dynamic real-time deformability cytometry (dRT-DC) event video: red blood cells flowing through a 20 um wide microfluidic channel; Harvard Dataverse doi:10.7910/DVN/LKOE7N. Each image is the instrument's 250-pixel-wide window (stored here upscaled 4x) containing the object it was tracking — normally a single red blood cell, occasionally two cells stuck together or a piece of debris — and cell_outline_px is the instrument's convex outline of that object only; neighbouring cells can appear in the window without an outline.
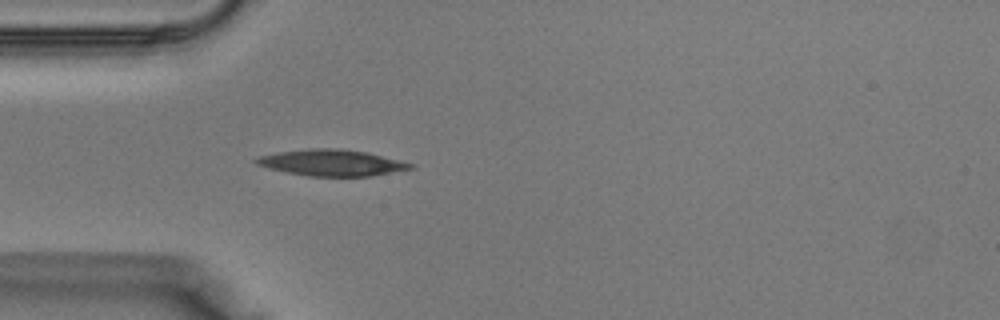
{"species": "Egyptian fruit bat (a non-hibernating species)", "species_latin": "Rousettus aegyptiacus", "temperature_condition": "warm", "stored_images_in_passage": 28, "camera_frame_rate_fps": 3000, "um_per_image_px": 0.085, "animal": {"sex": "male"}, "frame": {"image": 1, "passage_image": 1, "time_ms": 0.0, "image_size_px": [1000, 320], "cell_outline_px": [[416, 168], [368, 176], [308, 176], [268, 168], [256, 164], [252, 160], [260, 156], [280, 152], [312, 148], [340, 148], [368, 152], [416, 164]], "centroid_in_image_um": [28.24, 13.83], "position_along_channel_um": 56.8, "area_um2": 23.58}}
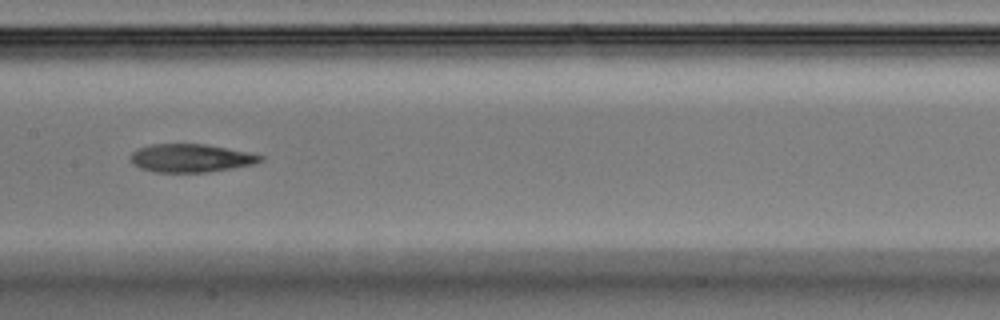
{"frame": {"image": 2, "passage_image": 9, "time_ms": 2.667, "image_size_px": [1000, 320], "cell_outline_px": [[264, 160], [252, 164], [204, 172], [156, 172], [140, 168], [132, 164], [128, 156], [136, 148], [152, 144], [204, 144], [248, 152], [264, 156]], "centroid_in_image_um": [16.14, 13.43], "position_along_channel_um": 191.3, "area_um2": 21.21}}
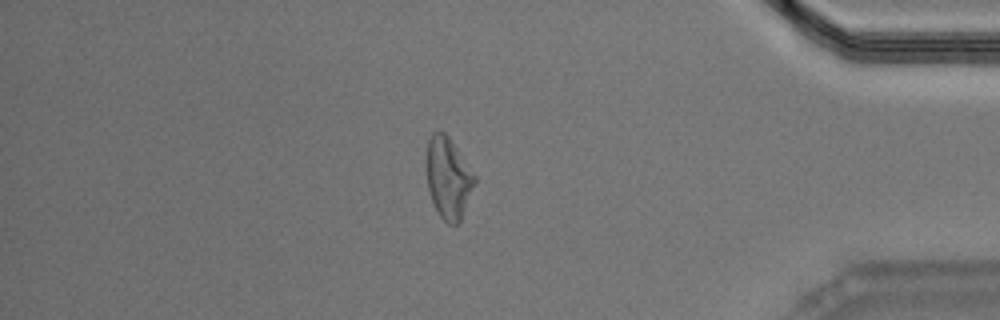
{"frame": {"image": 3, "passage_image": 23, "time_ms": 7.333, "image_size_px": [1000, 320], "cell_outline_px": [[476, 180], [460, 220], [456, 224], [448, 224], [440, 216], [432, 200], [428, 188], [428, 140], [432, 132], [444, 132], [448, 136], [476, 176]], "centroid_in_image_um": [38.12, 15.13], "position_along_channel_um": 397.1, "area_um2": 22.02}}